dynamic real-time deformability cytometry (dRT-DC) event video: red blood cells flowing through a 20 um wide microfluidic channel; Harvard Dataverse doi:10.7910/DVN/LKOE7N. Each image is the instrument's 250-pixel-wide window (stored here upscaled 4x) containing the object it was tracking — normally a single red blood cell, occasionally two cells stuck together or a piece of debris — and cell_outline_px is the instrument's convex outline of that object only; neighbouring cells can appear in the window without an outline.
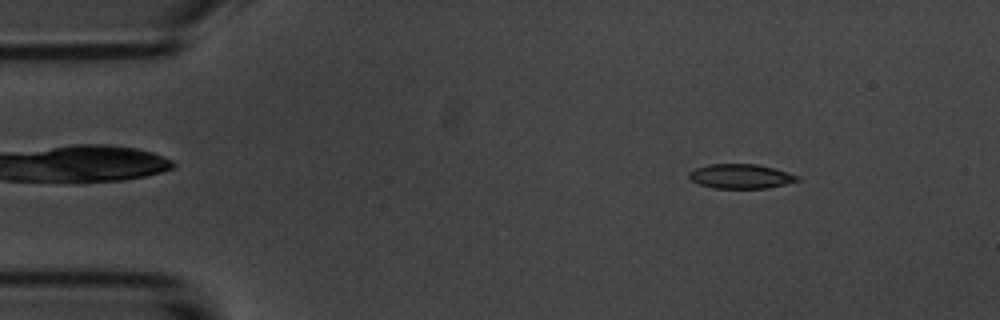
{"species": "common noctule bat (a hibernating species)", "species_latin": "Nyctalus noctula", "temperature_condition": "room temperature", "stored_images_in_passage": 9, "camera_frame_rate_fps": 3000, "um_per_image_px": 0.085, "animal": {"sex": "male", "body_mass_g": 20.1, "forearm_length_mm": 53.5}, "frame": {"image": 1, "passage_image": 2, "time_ms": 1.0, "image_size_px": [1000, 320], "cell_outline_px": [[800, 180], [768, 188], [712, 188], [700, 184], [692, 180], [688, 176], [688, 172], [696, 168], [708, 164], [756, 164], [772, 168], [800, 176]], "centroid_in_image_um": [62.94, 14.98], "position_along_channel_um": 22.1, "area_um2": 15.32}}
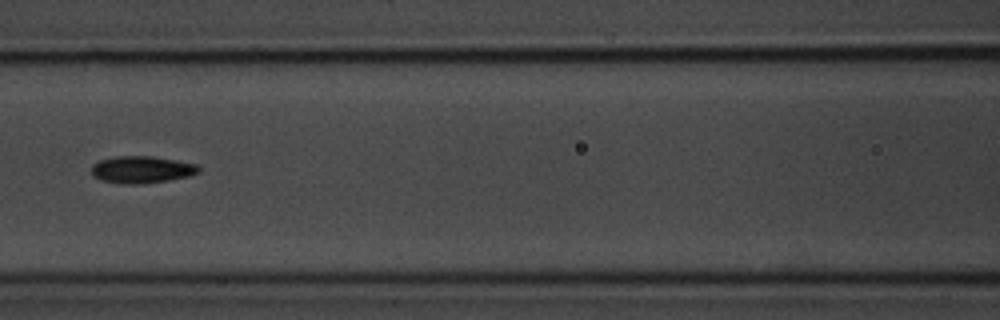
{"frame": {"image": 2, "passage_image": 7, "time_ms": 6.667, "image_size_px": [1000, 320], "cell_outline_px": [[200, 172], [188, 176], [168, 180], [140, 184], [120, 184], [100, 180], [92, 176], [92, 164], [100, 160], [116, 156], [152, 156], [176, 160], [196, 164], [200, 168]], "centroid_in_image_um": [12.02, 14.42], "position_along_channel_um": 154.6, "area_um2": 16.99}}
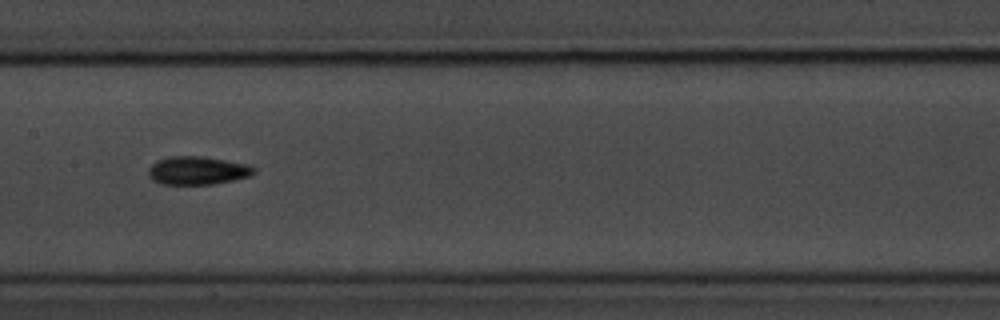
{"frame": {"image": 3, "passage_image": 8, "time_ms": 7.667, "image_size_px": [1000, 320], "cell_outline_px": [[256, 172], [252, 176], [212, 184], [160, 184], [152, 180], [148, 176], [148, 168], [156, 160], [168, 156], [200, 156], [248, 164], [256, 168]], "centroid_in_image_um": [16.77, 14.49], "position_along_channel_um": 190.6, "area_um2": 17.51}}